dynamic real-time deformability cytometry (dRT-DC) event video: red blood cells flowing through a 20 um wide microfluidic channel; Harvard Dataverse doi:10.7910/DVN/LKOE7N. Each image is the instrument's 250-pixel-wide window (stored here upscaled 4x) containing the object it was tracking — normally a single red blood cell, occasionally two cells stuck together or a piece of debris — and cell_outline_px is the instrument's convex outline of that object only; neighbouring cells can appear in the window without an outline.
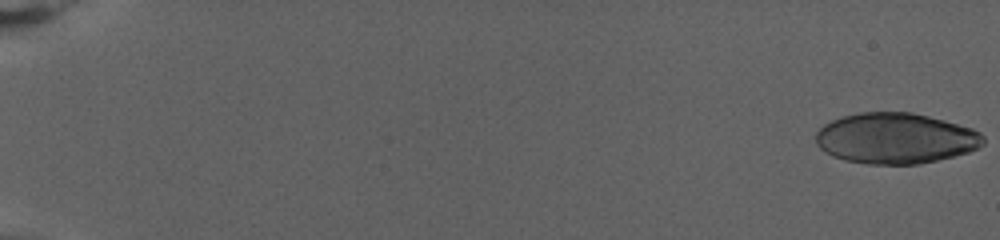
{"species": "human", "species_latin": "Homo sapiens", "temperature_condition": "warm", "stored_images_in_passage": 33, "camera_frame_rate_fps": 3000, "um_per_image_px": 0.085, "donor": {"sex": "female"}, "frame": {"image": 1, "passage_image": 1, "time_ms": 0.0, "image_size_px": [1000, 240], "cell_outline_px": [[984, 144], [968, 152], [936, 160], [916, 164], [868, 164], [844, 160], [832, 156], [820, 148], [816, 144], [816, 132], [824, 124], [832, 120], [844, 116], [860, 112], [912, 112], [944, 120], [972, 128], [980, 132], [984, 136]], "centroid_in_image_um": [76.11, 11.75], "position_along_channel_um": 8.9, "area_um2": 49.42}}
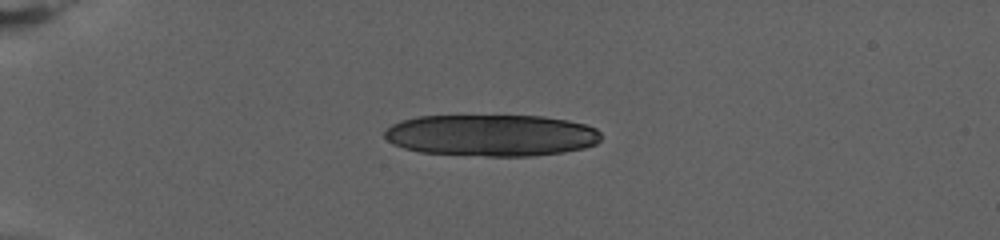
{"frame": {"image": 2, "passage_image": 21, "time_ms": 6.667, "image_size_px": [1000, 240], "cell_outline_px": [[600, 140], [596, 144], [584, 148], [564, 152], [532, 156], [488, 156], [420, 152], [404, 148], [392, 144], [384, 136], [384, 132], [392, 124], [400, 120], [420, 116], [544, 116], [568, 120], [584, 124], [596, 128], [600, 132]], "centroid_in_image_um": [41.78, 11.5], "position_along_channel_um": 43.2, "area_um2": 52.71}}
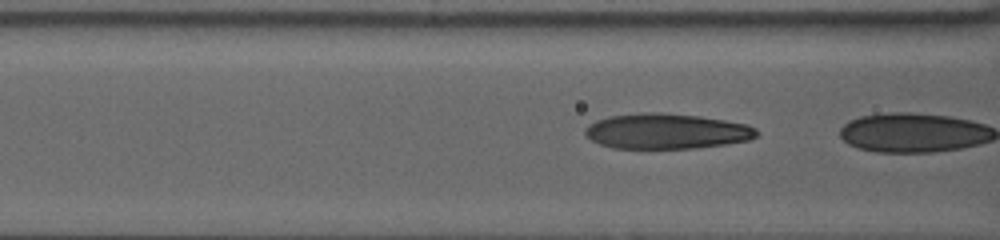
{"frame": {"image": 3, "passage_image": 32, "time_ms": 10.333, "image_size_px": [1000, 240], "cell_outline_px": [[760, 132], [756, 136], [748, 140], [724, 144], [692, 148], [612, 148], [600, 144], [592, 140], [584, 132], [584, 128], [588, 124], [596, 120], [608, 116], [644, 112], [660, 112], [700, 116], [748, 124], [756, 128]], "centroid_in_image_um": [56.64, 11.14], "position_along_channel_um": 110.0, "area_um2": 35.37}}